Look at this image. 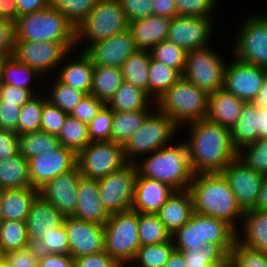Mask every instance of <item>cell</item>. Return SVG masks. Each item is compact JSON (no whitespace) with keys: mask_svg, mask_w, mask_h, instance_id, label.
Instances as JSON below:
<instances>
[{"mask_svg":"<svg viewBox=\"0 0 267 267\" xmlns=\"http://www.w3.org/2000/svg\"><path fill=\"white\" fill-rule=\"evenodd\" d=\"M188 125L191 127V140L186 146L193 174L221 173L238 156L230 129L206 118Z\"/></svg>","mask_w":267,"mask_h":267,"instance_id":"cell-1","label":"cell"},{"mask_svg":"<svg viewBox=\"0 0 267 267\" xmlns=\"http://www.w3.org/2000/svg\"><path fill=\"white\" fill-rule=\"evenodd\" d=\"M189 191L195 213L224 220L238 231L235 218L244 211L221 173L194 174Z\"/></svg>","mask_w":267,"mask_h":267,"instance_id":"cell-2","label":"cell"},{"mask_svg":"<svg viewBox=\"0 0 267 267\" xmlns=\"http://www.w3.org/2000/svg\"><path fill=\"white\" fill-rule=\"evenodd\" d=\"M137 163V171L142 177L166 183L176 191L189 190L194 174L186 142L164 146L150 153L143 163Z\"/></svg>","mask_w":267,"mask_h":267,"instance_id":"cell-3","label":"cell"},{"mask_svg":"<svg viewBox=\"0 0 267 267\" xmlns=\"http://www.w3.org/2000/svg\"><path fill=\"white\" fill-rule=\"evenodd\" d=\"M15 40L54 41L70 52L76 46L75 27L58 10L48 6L18 17Z\"/></svg>","mask_w":267,"mask_h":267,"instance_id":"cell-4","label":"cell"},{"mask_svg":"<svg viewBox=\"0 0 267 267\" xmlns=\"http://www.w3.org/2000/svg\"><path fill=\"white\" fill-rule=\"evenodd\" d=\"M171 237L175 250L198 249L206 243H212L220 245L231 255L237 231L224 220L194 212L191 219L171 234Z\"/></svg>","mask_w":267,"mask_h":267,"instance_id":"cell-5","label":"cell"},{"mask_svg":"<svg viewBox=\"0 0 267 267\" xmlns=\"http://www.w3.org/2000/svg\"><path fill=\"white\" fill-rule=\"evenodd\" d=\"M209 94L181 77L157 100L158 111L169 116L178 126L205 119Z\"/></svg>","mask_w":267,"mask_h":267,"instance_id":"cell-6","label":"cell"},{"mask_svg":"<svg viewBox=\"0 0 267 267\" xmlns=\"http://www.w3.org/2000/svg\"><path fill=\"white\" fill-rule=\"evenodd\" d=\"M104 251L122 266L133 259L141 247L138 235V212L128 210L110 214L104 224ZM124 264V265H123Z\"/></svg>","mask_w":267,"mask_h":267,"instance_id":"cell-7","label":"cell"},{"mask_svg":"<svg viewBox=\"0 0 267 267\" xmlns=\"http://www.w3.org/2000/svg\"><path fill=\"white\" fill-rule=\"evenodd\" d=\"M128 28L129 22L119 0H98L88 16L75 28V42L78 44L79 40L88 37L91 43H96Z\"/></svg>","mask_w":267,"mask_h":267,"instance_id":"cell-8","label":"cell"},{"mask_svg":"<svg viewBox=\"0 0 267 267\" xmlns=\"http://www.w3.org/2000/svg\"><path fill=\"white\" fill-rule=\"evenodd\" d=\"M156 112L150 113L142 126L123 145V153L127 162L135 163L133 156L148 155L169 145L168 140H171L179 126L166 114L158 110Z\"/></svg>","mask_w":267,"mask_h":267,"instance_id":"cell-9","label":"cell"},{"mask_svg":"<svg viewBox=\"0 0 267 267\" xmlns=\"http://www.w3.org/2000/svg\"><path fill=\"white\" fill-rule=\"evenodd\" d=\"M226 64L211 48L187 52L182 77L205 92L224 88Z\"/></svg>","mask_w":267,"mask_h":267,"instance_id":"cell-10","label":"cell"},{"mask_svg":"<svg viewBox=\"0 0 267 267\" xmlns=\"http://www.w3.org/2000/svg\"><path fill=\"white\" fill-rule=\"evenodd\" d=\"M127 163L123 146L113 141L90 142L77 154V166L87 179H101Z\"/></svg>","mask_w":267,"mask_h":267,"instance_id":"cell-11","label":"cell"},{"mask_svg":"<svg viewBox=\"0 0 267 267\" xmlns=\"http://www.w3.org/2000/svg\"><path fill=\"white\" fill-rule=\"evenodd\" d=\"M135 163L98 179L100 199L109 214L131 210L137 176Z\"/></svg>","mask_w":267,"mask_h":267,"instance_id":"cell-12","label":"cell"},{"mask_svg":"<svg viewBox=\"0 0 267 267\" xmlns=\"http://www.w3.org/2000/svg\"><path fill=\"white\" fill-rule=\"evenodd\" d=\"M235 43V58L241 62L267 68V14L248 17Z\"/></svg>","mask_w":267,"mask_h":267,"instance_id":"cell-13","label":"cell"},{"mask_svg":"<svg viewBox=\"0 0 267 267\" xmlns=\"http://www.w3.org/2000/svg\"><path fill=\"white\" fill-rule=\"evenodd\" d=\"M242 210L255 208L263 180V174L255 171L239 156L221 172Z\"/></svg>","mask_w":267,"mask_h":267,"instance_id":"cell-14","label":"cell"},{"mask_svg":"<svg viewBox=\"0 0 267 267\" xmlns=\"http://www.w3.org/2000/svg\"><path fill=\"white\" fill-rule=\"evenodd\" d=\"M265 69L235 59L226 65L224 89L245 103L256 102L262 89Z\"/></svg>","mask_w":267,"mask_h":267,"instance_id":"cell-15","label":"cell"},{"mask_svg":"<svg viewBox=\"0 0 267 267\" xmlns=\"http://www.w3.org/2000/svg\"><path fill=\"white\" fill-rule=\"evenodd\" d=\"M69 255L76 259L104 251V225L83 221L73 216L65 217Z\"/></svg>","mask_w":267,"mask_h":267,"instance_id":"cell-16","label":"cell"},{"mask_svg":"<svg viewBox=\"0 0 267 267\" xmlns=\"http://www.w3.org/2000/svg\"><path fill=\"white\" fill-rule=\"evenodd\" d=\"M77 166V154L62 145L50 153L28 160L32 188L39 190L47 182Z\"/></svg>","mask_w":267,"mask_h":267,"instance_id":"cell-17","label":"cell"},{"mask_svg":"<svg viewBox=\"0 0 267 267\" xmlns=\"http://www.w3.org/2000/svg\"><path fill=\"white\" fill-rule=\"evenodd\" d=\"M67 53L58 42L15 40L12 56L42 74L57 67Z\"/></svg>","mask_w":267,"mask_h":267,"instance_id":"cell-18","label":"cell"},{"mask_svg":"<svg viewBox=\"0 0 267 267\" xmlns=\"http://www.w3.org/2000/svg\"><path fill=\"white\" fill-rule=\"evenodd\" d=\"M213 23L211 18L176 16L171 19L167 40L186 52L208 47Z\"/></svg>","mask_w":267,"mask_h":267,"instance_id":"cell-19","label":"cell"},{"mask_svg":"<svg viewBox=\"0 0 267 267\" xmlns=\"http://www.w3.org/2000/svg\"><path fill=\"white\" fill-rule=\"evenodd\" d=\"M137 50L130 30L111 38L91 43L83 50L94 66L121 68L132 53Z\"/></svg>","mask_w":267,"mask_h":267,"instance_id":"cell-20","label":"cell"},{"mask_svg":"<svg viewBox=\"0 0 267 267\" xmlns=\"http://www.w3.org/2000/svg\"><path fill=\"white\" fill-rule=\"evenodd\" d=\"M82 177L80 169L76 166L47 182L39 189V194L65 217L73 216L77 204L78 183Z\"/></svg>","mask_w":267,"mask_h":267,"instance_id":"cell-21","label":"cell"},{"mask_svg":"<svg viewBox=\"0 0 267 267\" xmlns=\"http://www.w3.org/2000/svg\"><path fill=\"white\" fill-rule=\"evenodd\" d=\"M64 220L65 216L38 194L25 220L31 245H36L43 236L55 232L56 228L63 225Z\"/></svg>","mask_w":267,"mask_h":267,"instance_id":"cell-22","label":"cell"},{"mask_svg":"<svg viewBox=\"0 0 267 267\" xmlns=\"http://www.w3.org/2000/svg\"><path fill=\"white\" fill-rule=\"evenodd\" d=\"M175 191L166 183L142 177L137 173L131 210L144 214H157Z\"/></svg>","mask_w":267,"mask_h":267,"instance_id":"cell-23","label":"cell"},{"mask_svg":"<svg viewBox=\"0 0 267 267\" xmlns=\"http://www.w3.org/2000/svg\"><path fill=\"white\" fill-rule=\"evenodd\" d=\"M73 217L104 225L110 214L100 199L98 180L82 177L78 183L77 204Z\"/></svg>","mask_w":267,"mask_h":267,"instance_id":"cell-24","label":"cell"},{"mask_svg":"<svg viewBox=\"0 0 267 267\" xmlns=\"http://www.w3.org/2000/svg\"><path fill=\"white\" fill-rule=\"evenodd\" d=\"M245 102L224 88L209 93L206 119L232 129L239 120Z\"/></svg>","mask_w":267,"mask_h":267,"instance_id":"cell-25","label":"cell"},{"mask_svg":"<svg viewBox=\"0 0 267 267\" xmlns=\"http://www.w3.org/2000/svg\"><path fill=\"white\" fill-rule=\"evenodd\" d=\"M171 19L164 16H149L129 22V30L137 50L148 51L156 44L167 39Z\"/></svg>","mask_w":267,"mask_h":267,"instance_id":"cell-26","label":"cell"},{"mask_svg":"<svg viewBox=\"0 0 267 267\" xmlns=\"http://www.w3.org/2000/svg\"><path fill=\"white\" fill-rule=\"evenodd\" d=\"M194 213L189 190L175 191L160 208L157 215L165 228L173 234L191 219Z\"/></svg>","mask_w":267,"mask_h":267,"instance_id":"cell-27","label":"cell"},{"mask_svg":"<svg viewBox=\"0 0 267 267\" xmlns=\"http://www.w3.org/2000/svg\"><path fill=\"white\" fill-rule=\"evenodd\" d=\"M39 190L32 187L4 189L1 196V220L25 221Z\"/></svg>","mask_w":267,"mask_h":267,"instance_id":"cell-28","label":"cell"},{"mask_svg":"<svg viewBox=\"0 0 267 267\" xmlns=\"http://www.w3.org/2000/svg\"><path fill=\"white\" fill-rule=\"evenodd\" d=\"M243 217L244 238L239 239L237 233V241L252 250L267 251V211L251 209Z\"/></svg>","mask_w":267,"mask_h":267,"instance_id":"cell-29","label":"cell"},{"mask_svg":"<svg viewBox=\"0 0 267 267\" xmlns=\"http://www.w3.org/2000/svg\"><path fill=\"white\" fill-rule=\"evenodd\" d=\"M258 113L256 102L245 103L239 120L230 130L232 144L238 152L258 140Z\"/></svg>","mask_w":267,"mask_h":267,"instance_id":"cell-30","label":"cell"},{"mask_svg":"<svg viewBox=\"0 0 267 267\" xmlns=\"http://www.w3.org/2000/svg\"><path fill=\"white\" fill-rule=\"evenodd\" d=\"M76 61L69 62L58 74V80L66 85L90 94L93 81L94 64L83 52Z\"/></svg>","mask_w":267,"mask_h":267,"instance_id":"cell-31","label":"cell"},{"mask_svg":"<svg viewBox=\"0 0 267 267\" xmlns=\"http://www.w3.org/2000/svg\"><path fill=\"white\" fill-rule=\"evenodd\" d=\"M123 82L124 78L121 68L94 66L90 94L94 95L107 105Z\"/></svg>","mask_w":267,"mask_h":267,"instance_id":"cell-32","label":"cell"},{"mask_svg":"<svg viewBox=\"0 0 267 267\" xmlns=\"http://www.w3.org/2000/svg\"><path fill=\"white\" fill-rule=\"evenodd\" d=\"M182 253L185 267H229L230 255L218 244L206 243L203 248L176 250Z\"/></svg>","mask_w":267,"mask_h":267,"instance_id":"cell-33","label":"cell"},{"mask_svg":"<svg viewBox=\"0 0 267 267\" xmlns=\"http://www.w3.org/2000/svg\"><path fill=\"white\" fill-rule=\"evenodd\" d=\"M32 187L28 161L19 153L11 158L0 160V188Z\"/></svg>","mask_w":267,"mask_h":267,"instance_id":"cell-34","label":"cell"},{"mask_svg":"<svg viewBox=\"0 0 267 267\" xmlns=\"http://www.w3.org/2000/svg\"><path fill=\"white\" fill-rule=\"evenodd\" d=\"M150 110L130 112L113 111L111 141L124 145L127 140L142 126Z\"/></svg>","mask_w":267,"mask_h":267,"instance_id":"cell-35","label":"cell"},{"mask_svg":"<svg viewBox=\"0 0 267 267\" xmlns=\"http://www.w3.org/2000/svg\"><path fill=\"white\" fill-rule=\"evenodd\" d=\"M150 51L136 50L121 67L124 81L148 94V75L151 61Z\"/></svg>","mask_w":267,"mask_h":267,"instance_id":"cell-36","label":"cell"},{"mask_svg":"<svg viewBox=\"0 0 267 267\" xmlns=\"http://www.w3.org/2000/svg\"><path fill=\"white\" fill-rule=\"evenodd\" d=\"M60 146L58 136L43 131L19 135L20 154L28 161Z\"/></svg>","mask_w":267,"mask_h":267,"instance_id":"cell-37","label":"cell"},{"mask_svg":"<svg viewBox=\"0 0 267 267\" xmlns=\"http://www.w3.org/2000/svg\"><path fill=\"white\" fill-rule=\"evenodd\" d=\"M40 76V73L15 59L12 55L2 60L0 67V84L30 90L29 83L32 76Z\"/></svg>","mask_w":267,"mask_h":267,"instance_id":"cell-38","label":"cell"},{"mask_svg":"<svg viewBox=\"0 0 267 267\" xmlns=\"http://www.w3.org/2000/svg\"><path fill=\"white\" fill-rule=\"evenodd\" d=\"M149 97L150 96L145 91L124 81L107 105L113 111L130 112L148 110L149 106H147V103Z\"/></svg>","mask_w":267,"mask_h":267,"instance_id":"cell-39","label":"cell"},{"mask_svg":"<svg viewBox=\"0 0 267 267\" xmlns=\"http://www.w3.org/2000/svg\"><path fill=\"white\" fill-rule=\"evenodd\" d=\"M182 77V74L173 68L167 67L162 62L151 58L148 75V95L155 101L167 91L175 82ZM155 95L153 97V95Z\"/></svg>","mask_w":267,"mask_h":267,"instance_id":"cell-40","label":"cell"},{"mask_svg":"<svg viewBox=\"0 0 267 267\" xmlns=\"http://www.w3.org/2000/svg\"><path fill=\"white\" fill-rule=\"evenodd\" d=\"M58 139L60 145L78 154L91 142L88 135V124L68 114L64 125L61 127Z\"/></svg>","mask_w":267,"mask_h":267,"instance_id":"cell-41","label":"cell"},{"mask_svg":"<svg viewBox=\"0 0 267 267\" xmlns=\"http://www.w3.org/2000/svg\"><path fill=\"white\" fill-rule=\"evenodd\" d=\"M31 245L25 221H0V250L5 254Z\"/></svg>","mask_w":267,"mask_h":267,"instance_id":"cell-42","label":"cell"},{"mask_svg":"<svg viewBox=\"0 0 267 267\" xmlns=\"http://www.w3.org/2000/svg\"><path fill=\"white\" fill-rule=\"evenodd\" d=\"M138 235L141 246L167 242L172 238L157 214L138 213Z\"/></svg>","mask_w":267,"mask_h":267,"instance_id":"cell-43","label":"cell"},{"mask_svg":"<svg viewBox=\"0 0 267 267\" xmlns=\"http://www.w3.org/2000/svg\"><path fill=\"white\" fill-rule=\"evenodd\" d=\"M175 250L173 239L167 242L141 246L133 259L139 267H164Z\"/></svg>","mask_w":267,"mask_h":267,"instance_id":"cell-44","label":"cell"},{"mask_svg":"<svg viewBox=\"0 0 267 267\" xmlns=\"http://www.w3.org/2000/svg\"><path fill=\"white\" fill-rule=\"evenodd\" d=\"M39 97V95L35 94L33 98L20 107V117L16 129L18 136L40 131L44 97Z\"/></svg>","mask_w":267,"mask_h":267,"instance_id":"cell-45","label":"cell"},{"mask_svg":"<svg viewBox=\"0 0 267 267\" xmlns=\"http://www.w3.org/2000/svg\"><path fill=\"white\" fill-rule=\"evenodd\" d=\"M150 54L153 60L162 62L167 67L178 70L181 74L185 67L187 52L169 40L156 44Z\"/></svg>","mask_w":267,"mask_h":267,"instance_id":"cell-46","label":"cell"},{"mask_svg":"<svg viewBox=\"0 0 267 267\" xmlns=\"http://www.w3.org/2000/svg\"><path fill=\"white\" fill-rule=\"evenodd\" d=\"M98 0H50V7L58 10L76 28L88 16Z\"/></svg>","mask_w":267,"mask_h":267,"instance_id":"cell-47","label":"cell"},{"mask_svg":"<svg viewBox=\"0 0 267 267\" xmlns=\"http://www.w3.org/2000/svg\"><path fill=\"white\" fill-rule=\"evenodd\" d=\"M52 85V92H50L52 97L47 100L67 114L86 96L84 92L66 85L58 79Z\"/></svg>","mask_w":267,"mask_h":267,"instance_id":"cell-48","label":"cell"},{"mask_svg":"<svg viewBox=\"0 0 267 267\" xmlns=\"http://www.w3.org/2000/svg\"><path fill=\"white\" fill-rule=\"evenodd\" d=\"M244 150H246L244 152ZM244 152V153H243ZM239 158L255 171L267 173V139L259 138L257 141L243 147L238 152ZM244 156V157H243Z\"/></svg>","mask_w":267,"mask_h":267,"instance_id":"cell-49","label":"cell"},{"mask_svg":"<svg viewBox=\"0 0 267 267\" xmlns=\"http://www.w3.org/2000/svg\"><path fill=\"white\" fill-rule=\"evenodd\" d=\"M230 267H267L264 252L252 250L237 240L230 255Z\"/></svg>","mask_w":267,"mask_h":267,"instance_id":"cell-50","label":"cell"},{"mask_svg":"<svg viewBox=\"0 0 267 267\" xmlns=\"http://www.w3.org/2000/svg\"><path fill=\"white\" fill-rule=\"evenodd\" d=\"M113 110L105 105L88 124V135L91 142L111 141Z\"/></svg>","mask_w":267,"mask_h":267,"instance_id":"cell-51","label":"cell"},{"mask_svg":"<svg viewBox=\"0 0 267 267\" xmlns=\"http://www.w3.org/2000/svg\"><path fill=\"white\" fill-rule=\"evenodd\" d=\"M67 113L44 98L40 130L52 135H59L61 127L67 117Z\"/></svg>","mask_w":267,"mask_h":267,"instance_id":"cell-52","label":"cell"},{"mask_svg":"<svg viewBox=\"0 0 267 267\" xmlns=\"http://www.w3.org/2000/svg\"><path fill=\"white\" fill-rule=\"evenodd\" d=\"M35 247L43 253L69 254V244L64 224L56 228L55 232L43 236Z\"/></svg>","mask_w":267,"mask_h":267,"instance_id":"cell-53","label":"cell"},{"mask_svg":"<svg viewBox=\"0 0 267 267\" xmlns=\"http://www.w3.org/2000/svg\"><path fill=\"white\" fill-rule=\"evenodd\" d=\"M176 16H198L210 18L216 0H174Z\"/></svg>","mask_w":267,"mask_h":267,"instance_id":"cell-54","label":"cell"},{"mask_svg":"<svg viewBox=\"0 0 267 267\" xmlns=\"http://www.w3.org/2000/svg\"><path fill=\"white\" fill-rule=\"evenodd\" d=\"M40 251L35 245L4 254V263L8 267H38Z\"/></svg>","mask_w":267,"mask_h":267,"instance_id":"cell-55","label":"cell"},{"mask_svg":"<svg viewBox=\"0 0 267 267\" xmlns=\"http://www.w3.org/2000/svg\"><path fill=\"white\" fill-rule=\"evenodd\" d=\"M105 105L94 95L88 94L72 109L69 115L89 124Z\"/></svg>","mask_w":267,"mask_h":267,"instance_id":"cell-56","label":"cell"},{"mask_svg":"<svg viewBox=\"0 0 267 267\" xmlns=\"http://www.w3.org/2000/svg\"><path fill=\"white\" fill-rule=\"evenodd\" d=\"M128 22L145 19L153 15L152 0H119Z\"/></svg>","mask_w":267,"mask_h":267,"instance_id":"cell-57","label":"cell"},{"mask_svg":"<svg viewBox=\"0 0 267 267\" xmlns=\"http://www.w3.org/2000/svg\"><path fill=\"white\" fill-rule=\"evenodd\" d=\"M74 267H123L105 251L74 259Z\"/></svg>","mask_w":267,"mask_h":267,"instance_id":"cell-58","label":"cell"},{"mask_svg":"<svg viewBox=\"0 0 267 267\" xmlns=\"http://www.w3.org/2000/svg\"><path fill=\"white\" fill-rule=\"evenodd\" d=\"M20 107L17 103L2 102L0 100V129L16 133L20 117Z\"/></svg>","mask_w":267,"mask_h":267,"instance_id":"cell-59","label":"cell"},{"mask_svg":"<svg viewBox=\"0 0 267 267\" xmlns=\"http://www.w3.org/2000/svg\"><path fill=\"white\" fill-rule=\"evenodd\" d=\"M34 94L27 89L0 84V100L2 102L17 103V105L23 106L35 96Z\"/></svg>","mask_w":267,"mask_h":267,"instance_id":"cell-60","label":"cell"},{"mask_svg":"<svg viewBox=\"0 0 267 267\" xmlns=\"http://www.w3.org/2000/svg\"><path fill=\"white\" fill-rule=\"evenodd\" d=\"M15 45V24L0 19V54L5 58L12 55Z\"/></svg>","mask_w":267,"mask_h":267,"instance_id":"cell-61","label":"cell"},{"mask_svg":"<svg viewBox=\"0 0 267 267\" xmlns=\"http://www.w3.org/2000/svg\"><path fill=\"white\" fill-rule=\"evenodd\" d=\"M20 153L19 136L10 130L0 129V160Z\"/></svg>","mask_w":267,"mask_h":267,"instance_id":"cell-62","label":"cell"},{"mask_svg":"<svg viewBox=\"0 0 267 267\" xmlns=\"http://www.w3.org/2000/svg\"><path fill=\"white\" fill-rule=\"evenodd\" d=\"M38 267H74V259L69 254L40 252Z\"/></svg>","mask_w":267,"mask_h":267,"instance_id":"cell-63","label":"cell"},{"mask_svg":"<svg viewBox=\"0 0 267 267\" xmlns=\"http://www.w3.org/2000/svg\"><path fill=\"white\" fill-rule=\"evenodd\" d=\"M19 16L34 13L50 6V0H15Z\"/></svg>","mask_w":267,"mask_h":267,"instance_id":"cell-64","label":"cell"},{"mask_svg":"<svg viewBox=\"0 0 267 267\" xmlns=\"http://www.w3.org/2000/svg\"><path fill=\"white\" fill-rule=\"evenodd\" d=\"M153 16L176 17L174 0H152Z\"/></svg>","mask_w":267,"mask_h":267,"instance_id":"cell-65","label":"cell"},{"mask_svg":"<svg viewBox=\"0 0 267 267\" xmlns=\"http://www.w3.org/2000/svg\"><path fill=\"white\" fill-rule=\"evenodd\" d=\"M18 17L19 12L15 0H0V19L15 24Z\"/></svg>","mask_w":267,"mask_h":267,"instance_id":"cell-66","label":"cell"},{"mask_svg":"<svg viewBox=\"0 0 267 267\" xmlns=\"http://www.w3.org/2000/svg\"><path fill=\"white\" fill-rule=\"evenodd\" d=\"M254 210L267 211V173L263 174L261 190Z\"/></svg>","mask_w":267,"mask_h":267,"instance_id":"cell-67","label":"cell"},{"mask_svg":"<svg viewBox=\"0 0 267 267\" xmlns=\"http://www.w3.org/2000/svg\"><path fill=\"white\" fill-rule=\"evenodd\" d=\"M267 139V107L259 106L258 113V139Z\"/></svg>","mask_w":267,"mask_h":267,"instance_id":"cell-68","label":"cell"},{"mask_svg":"<svg viewBox=\"0 0 267 267\" xmlns=\"http://www.w3.org/2000/svg\"><path fill=\"white\" fill-rule=\"evenodd\" d=\"M185 259L181 252L174 250L164 267H185Z\"/></svg>","mask_w":267,"mask_h":267,"instance_id":"cell-69","label":"cell"},{"mask_svg":"<svg viewBox=\"0 0 267 267\" xmlns=\"http://www.w3.org/2000/svg\"><path fill=\"white\" fill-rule=\"evenodd\" d=\"M256 103L259 106L267 107V68L265 69L262 89L259 93L258 99L256 100Z\"/></svg>","mask_w":267,"mask_h":267,"instance_id":"cell-70","label":"cell"},{"mask_svg":"<svg viewBox=\"0 0 267 267\" xmlns=\"http://www.w3.org/2000/svg\"><path fill=\"white\" fill-rule=\"evenodd\" d=\"M4 263V253L0 250V267L3 265Z\"/></svg>","mask_w":267,"mask_h":267,"instance_id":"cell-71","label":"cell"},{"mask_svg":"<svg viewBox=\"0 0 267 267\" xmlns=\"http://www.w3.org/2000/svg\"><path fill=\"white\" fill-rule=\"evenodd\" d=\"M2 192H3V189L0 188V202H1ZM0 221H1V208H0Z\"/></svg>","mask_w":267,"mask_h":267,"instance_id":"cell-72","label":"cell"},{"mask_svg":"<svg viewBox=\"0 0 267 267\" xmlns=\"http://www.w3.org/2000/svg\"><path fill=\"white\" fill-rule=\"evenodd\" d=\"M3 59H4V57L0 54V67H1V63H2Z\"/></svg>","mask_w":267,"mask_h":267,"instance_id":"cell-73","label":"cell"},{"mask_svg":"<svg viewBox=\"0 0 267 267\" xmlns=\"http://www.w3.org/2000/svg\"><path fill=\"white\" fill-rule=\"evenodd\" d=\"M264 254H265L266 261H267V251H265Z\"/></svg>","mask_w":267,"mask_h":267,"instance_id":"cell-74","label":"cell"},{"mask_svg":"<svg viewBox=\"0 0 267 267\" xmlns=\"http://www.w3.org/2000/svg\"><path fill=\"white\" fill-rule=\"evenodd\" d=\"M1 267H8L5 263H3V265Z\"/></svg>","mask_w":267,"mask_h":267,"instance_id":"cell-75","label":"cell"}]
</instances>
